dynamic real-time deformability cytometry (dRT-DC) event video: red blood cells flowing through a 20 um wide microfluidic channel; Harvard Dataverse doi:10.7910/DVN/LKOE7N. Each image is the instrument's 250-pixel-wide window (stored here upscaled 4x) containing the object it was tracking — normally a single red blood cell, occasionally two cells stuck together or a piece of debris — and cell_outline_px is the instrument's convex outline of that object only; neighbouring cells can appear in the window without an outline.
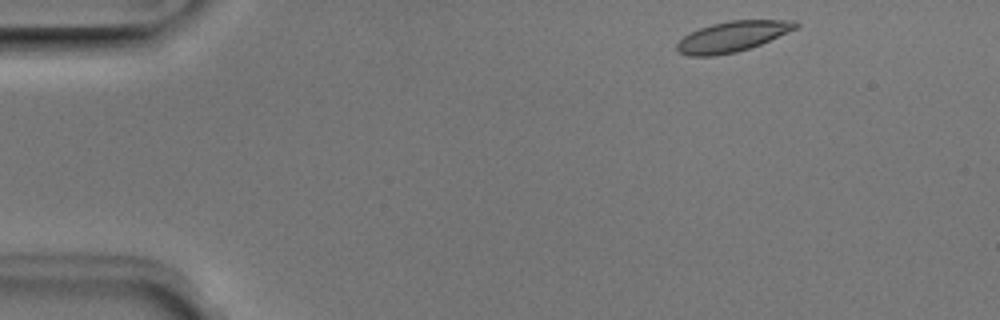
{"species": "Egyptian fruit bat (a non-hibernating species)", "species_latin": "Rousettus aegyptiacus", "temperature_condition": "room temperature", "stored_images_in_passage": 47, "camera_frame_rate_fps": 3000, "um_per_image_px": 0.085, "animal": {"sex": "male"}, "frame": {"image": 1, "passage_image": 2, "time_ms": 0.333, "image_size_px": [1000, 320], "cell_outline_px": [[800, 24], [796, 28], [760, 44], [736, 52], [712, 56], [688, 56], [680, 52], [676, 48], [676, 44], [684, 36], [700, 28], [712, 24], [728, 20], [796, 20]], "centroid_in_image_um": [62.25, 3.1], "position_along_channel_um": 22.8, "area_um2": 20.81}}
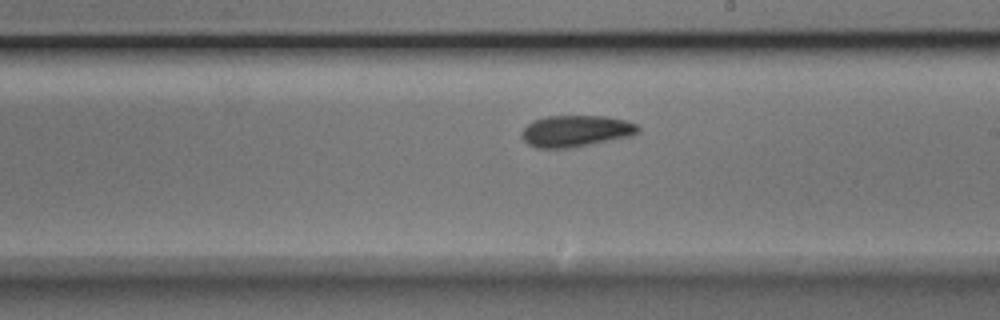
{"frame": {"image": 2, "passage_image": 25, "time_ms": 8.0, "image_size_px": [1000, 320], "cell_outline_px": [[640, 132], [632, 136], [576, 148], [536, 148], [528, 144], [520, 136], [520, 132], [532, 120], [548, 116], [604, 116], [628, 120], [636, 124], [640, 128]], "centroid_in_image_um": [48.97, 11.15], "position_along_channel_um": 240.0, "area_um2": 21.85}}
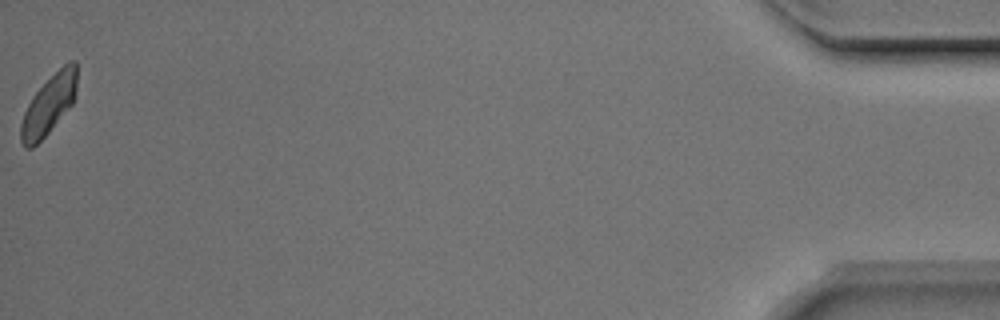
{"frame": {"image": 3, "passage_image": 47, "time_ms": 15.333, "image_size_px": [1000, 320], "cell_outline_px": [[76, 96], [72, 104], [48, 132], [32, 148], [24, 148], [20, 140], [20, 124], [24, 112], [32, 96], [68, 60], [76, 60]], "centroid_in_image_um": [4.14, 8.91], "position_along_channel_um": 431.1, "area_um2": 19.07}, "authors_computed_cell_mechanics": {"area_um2": 20.808, "velocity_mm_per_s": 3.9141, "shape_relaxation_time_tau1_ms": 3.8269, "shape_relaxation_time_tau2_ms": 3.0571, "deformation_change_tau1": 0.0907, "deformation_change_tau2": 0.058}}